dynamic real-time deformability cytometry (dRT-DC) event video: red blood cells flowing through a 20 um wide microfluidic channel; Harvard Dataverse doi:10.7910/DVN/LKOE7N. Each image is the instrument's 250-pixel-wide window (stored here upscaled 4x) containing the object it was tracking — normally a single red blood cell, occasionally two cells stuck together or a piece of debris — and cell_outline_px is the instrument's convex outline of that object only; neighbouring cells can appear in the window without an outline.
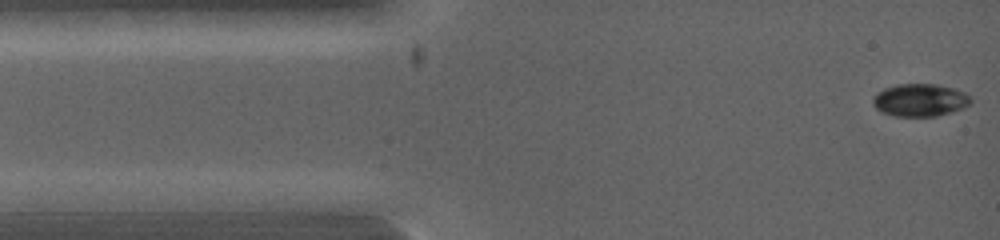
{"species": "common noctule bat (a hibernating species)", "species_latin": "Nyctalus noctula", "temperature_condition": "warm", "stored_images_in_passage": 8, "camera_frame_rate_fps": 5000, "um_per_image_px": 0.085, "animal": {"sex": "female", "body_mass_g": 19.0, "forearm_length_mm": 53.3}, "frame": {"image": 1, "passage_image": 1, "time_ms": 0.0, "image_size_px": [1000, 240], "cell_outline_px": [[972, 100], [964, 108], [952, 112], [936, 116], [892, 116], [880, 112], [876, 108], [872, 100], [876, 92], [884, 88], [896, 84], [936, 84], [952, 88], [964, 92]], "centroid_in_image_um": [78.16, 8.51], "position_along_channel_um": 6.8, "area_um2": 18.67}}
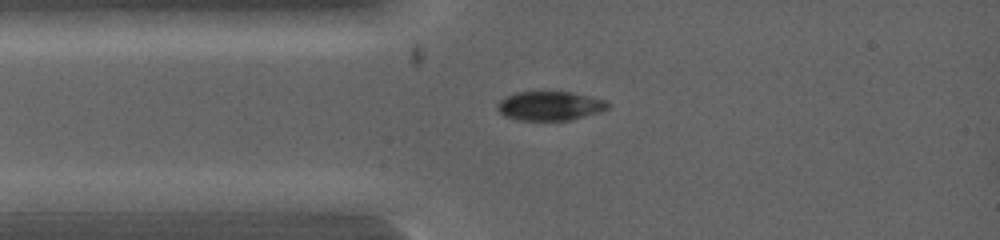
{"frame": {"image": 2, "passage_image": 6, "time_ms": 1.6, "image_size_px": [1000, 240], "cell_outline_px": [[608, 108], [600, 112], [572, 120], [516, 120], [504, 116], [496, 108], [496, 104], [504, 96], [516, 92], [572, 92], [604, 100], [608, 104]], "centroid_in_image_um": [46.69, 9.0], "position_along_channel_um": 38.3, "area_um2": 18.79}}